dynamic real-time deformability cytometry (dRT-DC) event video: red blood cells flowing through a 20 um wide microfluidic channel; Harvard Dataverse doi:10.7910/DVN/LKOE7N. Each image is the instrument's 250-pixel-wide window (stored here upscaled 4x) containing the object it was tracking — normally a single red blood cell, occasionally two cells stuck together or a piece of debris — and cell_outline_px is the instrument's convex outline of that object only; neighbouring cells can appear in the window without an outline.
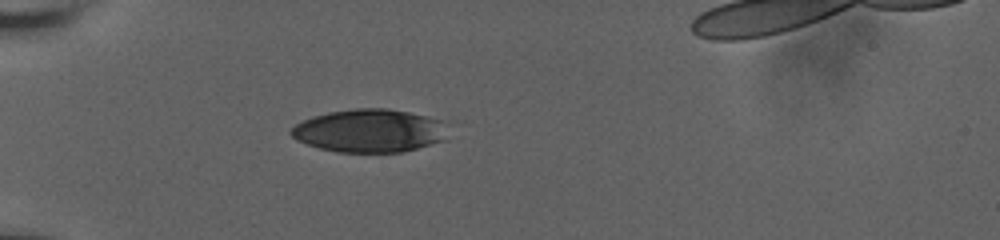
{"species": "human", "species_latin": "Homo sapiens", "temperature_condition": "room temperature", "stored_images_in_passage": 39, "camera_frame_rate_fps": 3000, "um_per_image_px": 0.085, "donor": {"sex": "male"}, "frame": {"image": 1, "passage_image": 1, "time_ms": 0.0, "image_size_px": [1000, 240], "cell_outline_px": [[444, 140], [416, 148], [400, 152], [336, 152], [320, 148], [296, 140], [288, 132], [296, 124], [312, 116], [328, 112], [356, 108], [388, 108], [428, 116], [440, 120]], "centroid_in_image_um": [31.32, 11.1], "position_along_channel_um": 53.7, "area_um2": 38.9}}
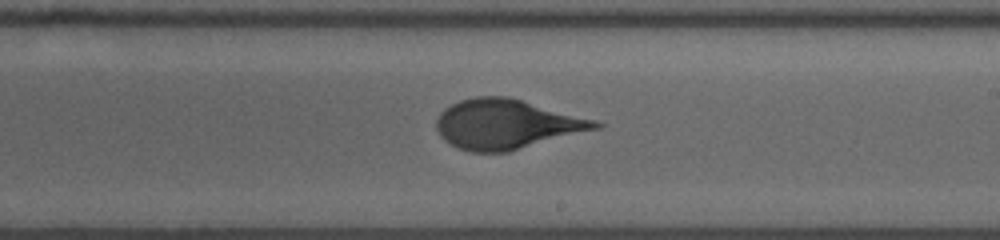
{"frame": {"image": 2, "passage_image": 18, "time_ms": 5.667, "image_size_px": [1000, 240], "cell_outline_px": [[604, 124], [600, 128], [508, 152], [472, 152], [460, 148], [444, 140], [440, 136], [436, 128], [436, 120], [440, 112], [444, 108], [460, 100], [476, 96], [508, 96], [596, 120]], "centroid_in_image_um": [43.05, 10.55], "position_along_channel_um": 246.0, "area_um2": 45.89}}
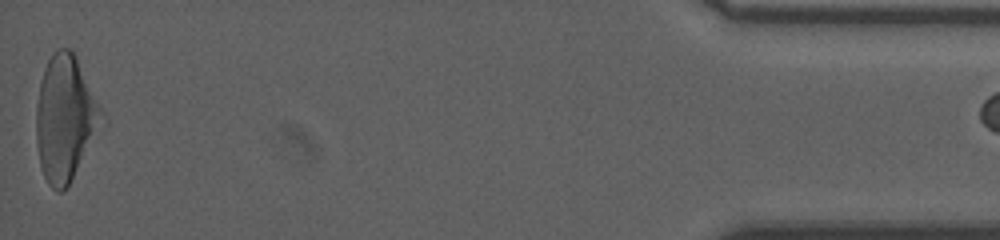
{"frame": {"image": 3, "passage_image": 39, "time_ms": 12.667, "image_size_px": [1000, 240], "cell_outline_px": [[108, 124], [68, 184], [60, 192], [56, 192], [48, 184], [40, 168], [36, 144], [36, 108], [40, 80], [44, 68], [52, 52], [60, 48], [72, 48], [104, 112]], "centroid_in_image_um": [5.59, 10.07], "position_along_channel_um": 429.6, "area_um2": 49.19}, "authors_computed_cell_mechanics": {"area_um2": 44.795, "velocity_mm_per_s": 3.7992, "shape_relaxation_time_tau1_ms": 6.6828, "shape_relaxation_time_tau2_ms": null, "deformation_change_tau1": 0.2532, "deformation_change_tau2": null}}